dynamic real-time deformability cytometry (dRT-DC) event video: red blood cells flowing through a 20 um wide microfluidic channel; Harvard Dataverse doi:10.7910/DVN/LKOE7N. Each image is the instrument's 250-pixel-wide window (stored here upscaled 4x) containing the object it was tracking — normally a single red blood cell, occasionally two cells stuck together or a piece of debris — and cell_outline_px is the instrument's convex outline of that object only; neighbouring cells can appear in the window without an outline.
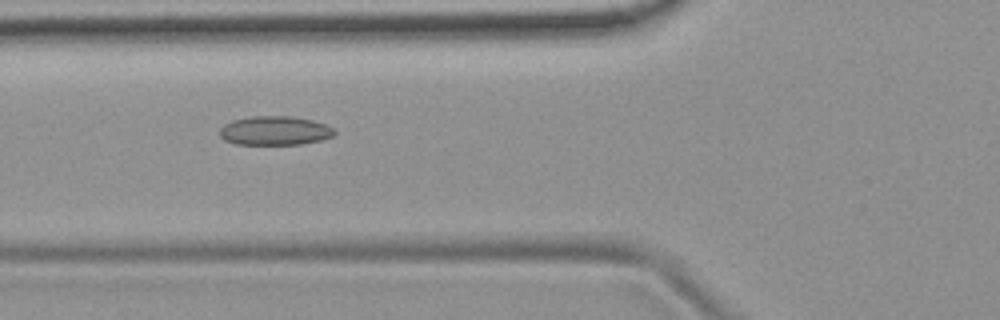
{"species": "common noctule bat (a hibernating species)", "species_latin": "Nyctalus noctula", "temperature_condition": "room temperature", "stored_images_in_passage": 6, "camera_frame_rate_fps": 3000, "um_per_image_px": 0.085, "animal": {"sex": "female", "body_mass_g": 19.9}, "frame": {"image": 1, "passage_image": 5, "time_ms": 1.333, "image_size_px": [1000, 320], "cell_outline_px": [[336, 132], [332, 136], [320, 140], [300, 144], [236, 144], [224, 140], [220, 136], [220, 128], [224, 124], [232, 120], [252, 116], [292, 116], [312, 120], [324, 124], [332, 128]], "centroid_in_image_um": [23.33, 11.1], "position_along_channel_um": 102.5, "area_um2": 19.31}}
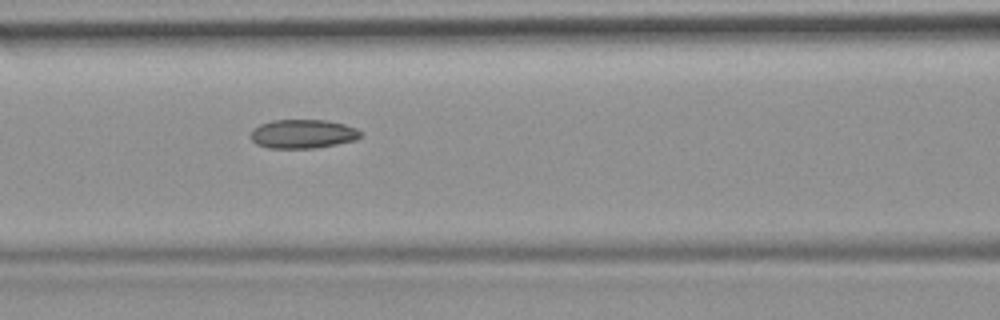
{"frame": {"image": 2, "passage_image": 6, "time_ms": 1.667, "image_size_px": [1000, 320], "cell_outline_px": [[360, 136], [356, 140], [316, 148], [268, 148], [256, 144], [252, 140], [252, 132], [260, 124], [272, 120], [328, 120], [344, 124], [356, 128], [360, 132]], "centroid_in_image_um": [25.75, 11.38], "position_along_channel_um": 140.8, "area_um2": 18.38}}